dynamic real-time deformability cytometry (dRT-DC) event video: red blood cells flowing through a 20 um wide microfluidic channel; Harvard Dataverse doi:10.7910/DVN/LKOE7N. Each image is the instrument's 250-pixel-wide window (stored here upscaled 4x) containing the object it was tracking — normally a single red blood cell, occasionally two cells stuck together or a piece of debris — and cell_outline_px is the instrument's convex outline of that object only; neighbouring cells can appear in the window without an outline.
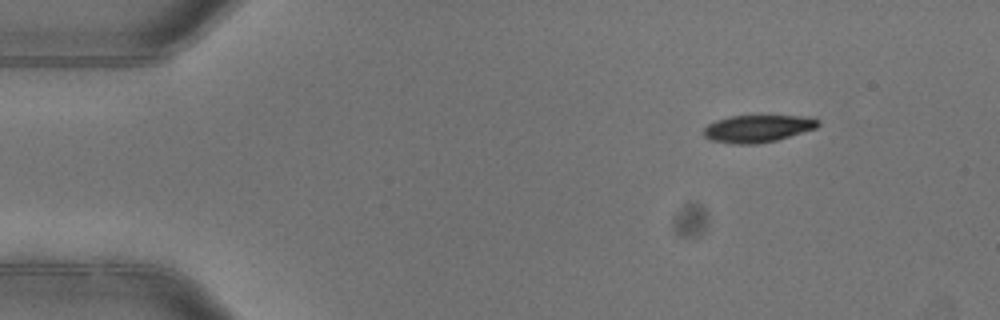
{"species": "common noctule bat (a hibernating species)", "species_latin": "Nyctalus noctula", "temperature_condition": "warm", "stored_images_in_passage": 4, "camera_frame_rate_fps": 3000, "um_per_image_px": 0.085, "animal": {"sex": "female"}, "frame": {"image": 1, "passage_image": 1, "time_ms": 0.0, "image_size_px": [1000, 320], "cell_outline_px": [[820, 124], [816, 128], [776, 140], [756, 144], [732, 144], [712, 140], [704, 136], [704, 128], [708, 124], [716, 120], [732, 116], [812, 116], [820, 120]], "centroid_in_image_um": [64.43, 10.92], "position_along_channel_um": 20.6, "area_um2": 18.15}}
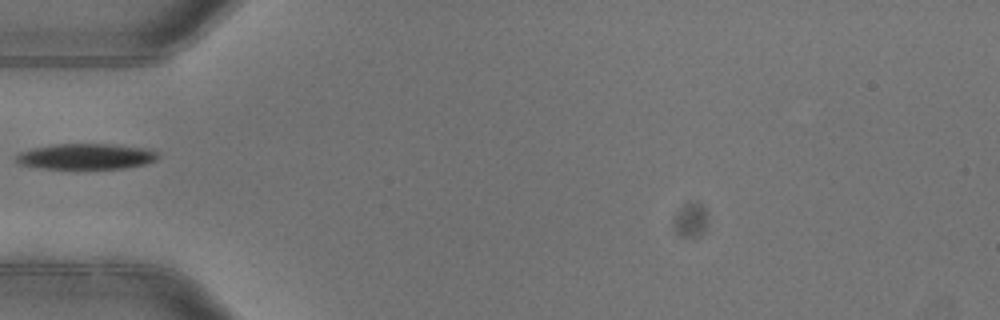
{"frame": {"image": 2, "passage_image": 4, "time_ms": 1.0, "image_size_px": [1000, 320], "cell_outline_px": [[160, 156], [156, 160], [144, 164], [124, 168], [44, 168], [20, 164], [16, 160], [16, 156], [20, 152], [32, 148], [52, 144], [112, 144], [148, 148], [156, 152]], "centroid_in_image_um": [7.34, 13.28], "position_along_channel_um": 77.7, "area_um2": 21.1}}